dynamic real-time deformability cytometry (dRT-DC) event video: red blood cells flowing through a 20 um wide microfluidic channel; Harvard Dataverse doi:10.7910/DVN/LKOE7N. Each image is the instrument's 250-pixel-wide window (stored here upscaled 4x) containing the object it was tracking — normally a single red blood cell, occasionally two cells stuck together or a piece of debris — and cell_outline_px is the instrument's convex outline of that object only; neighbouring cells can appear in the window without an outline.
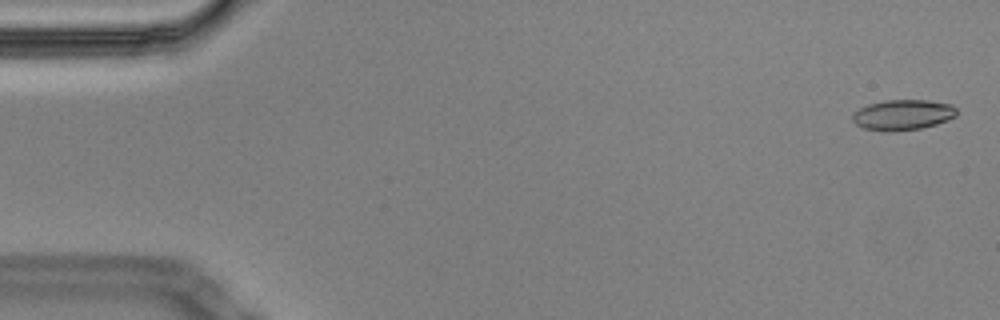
{"species": "Egyptian fruit bat (a non-hibernating species)", "species_latin": "Rousettus aegyptiacus", "temperature_condition": "cold", "stored_images_in_passage": 58, "segment_of_instrument_passage": [1, 2], "camera_frame_rate_fps": 3000, "um_per_image_px": 0.085, "animal": {"sex": "male"}, "frame": {"image": 1, "passage_image": 2, "time_ms": 0.333, "image_size_px": [1000, 320], "cell_outline_px": [[956, 116], [948, 120], [936, 124], [920, 128], [884, 132], [864, 128], [856, 124], [852, 120], [852, 116], [860, 108], [868, 104], [884, 100], [928, 100], [952, 104], [956, 108]], "centroid_in_image_um": [76.75, 9.75], "position_along_channel_um": 8.3, "area_um2": 18.44}}
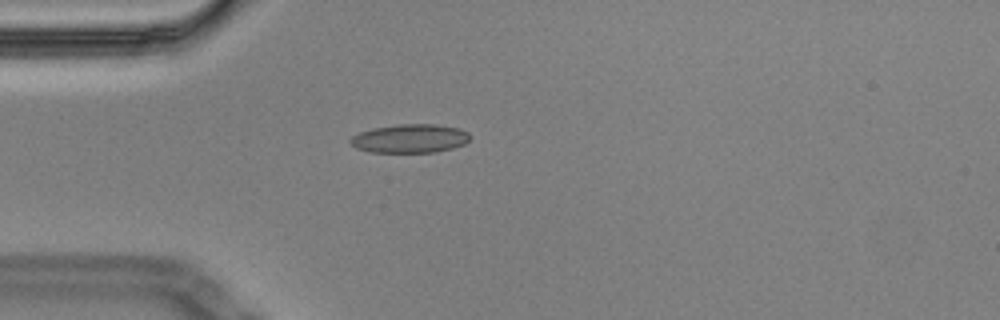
{"frame": {"image": 2, "passage_image": 16, "time_ms": 5.0, "image_size_px": [1000, 320], "cell_outline_px": [[472, 136], [464, 144], [452, 148], [436, 152], [372, 152], [356, 148], [348, 140], [352, 136], [360, 132], [372, 128], [396, 124], [436, 124], [460, 128], [468, 132]], "centroid_in_image_um": [34.86, 11.76], "position_along_channel_um": 50.1, "area_um2": 20.11}}
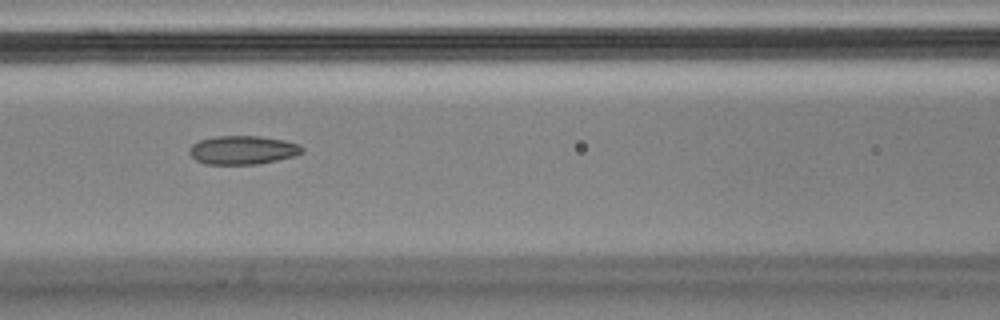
{"frame": {"image": 3, "passage_image": 25, "time_ms": 8.0, "image_size_px": [1000, 320], "cell_outline_px": [[304, 152], [292, 156], [260, 164], [204, 164], [196, 160], [188, 152], [188, 148], [192, 144], [200, 140], [216, 136], [260, 136], [284, 140], [300, 144], [304, 148]], "centroid_in_image_um": [20.62, 12.75], "position_along_channel_um": 146.0, "area_um2": 18.9}}